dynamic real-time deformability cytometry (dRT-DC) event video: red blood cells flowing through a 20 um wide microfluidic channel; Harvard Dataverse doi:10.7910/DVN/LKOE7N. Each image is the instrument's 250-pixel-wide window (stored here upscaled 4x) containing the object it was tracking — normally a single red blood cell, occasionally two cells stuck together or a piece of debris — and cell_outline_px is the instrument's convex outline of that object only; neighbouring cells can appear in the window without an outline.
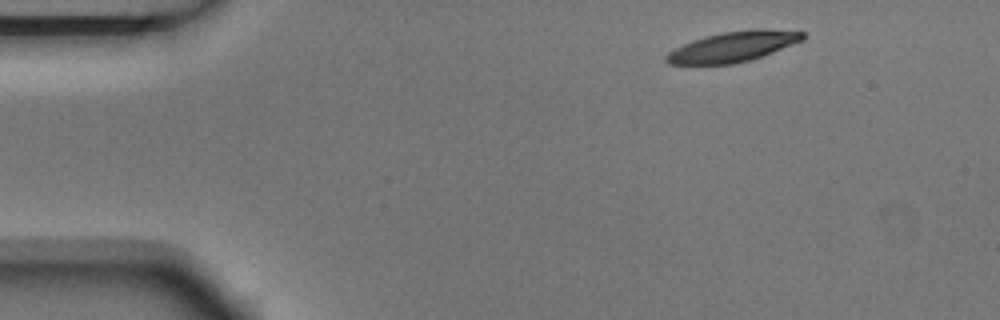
{"species": "Egyptian fruit bat (a non-hibernating species)", "species_latin": "Rousettus aegyptiacus", "temperature_condition": "room temperature", "stored_images_in_passage": 12, "camera_frame_rate_fps": 3000, "um_per_image_px": 0.085, "animal": {"sex": "male"}, "frame": {"image": 1, "passage_image": 1, "time_ms": 0.0, "image_size_px": [1000, 320], "cell_outline_px": [[804, 40], [752, 60], [732, 64], [668, 64], [664, 60], [664, 56], [668, 52], [684, 44], [708, 36], [724, 32], [756, 28], [764, 28], [804, 32]], "centroid_in_image_um": [62.34, 3.97], "position_along_channel_um": 22.7, "area_um2": 23.93}}
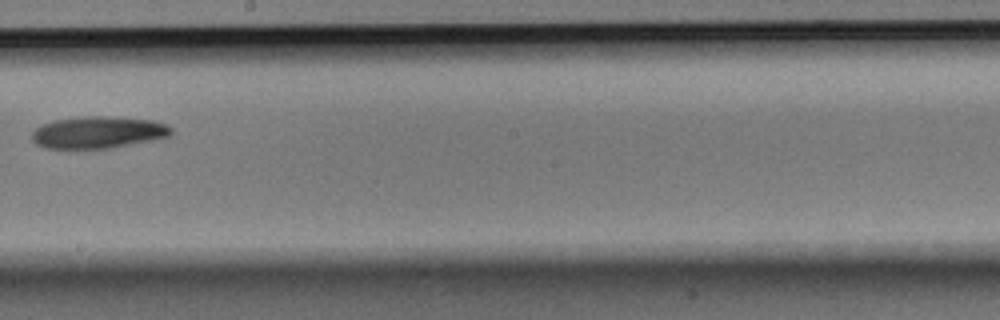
{"frame": {"image": 2, "passage_image": 7, "time_ms": 2.0, "image_size_px": [1000, 320], "cell_outline_px": [[172, 132], [168, 136], [108, 148], [44, 148], [36, 144], [32, 140], [32, 132], [36, 128], [44, 124], [56, 120], [84, 116], [104, 116], [152, 120], [164, 124], [172, 128]], "centroid_in_image_um": [8.29, 11.24], "position_along_channel_um": 239.9, "area_um2": 25.37}}
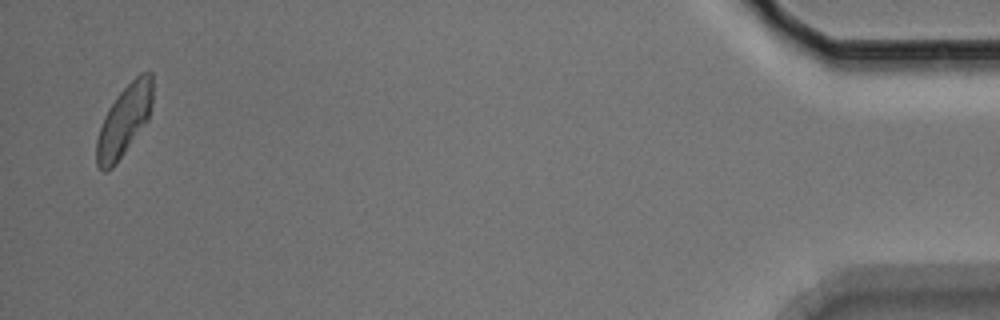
{"frame": {"image": 3, "passage_image": 12, "time_ms": 3.667, "image_size_px": [1000, 320], "cell_outline_px": [[152, 104], [148, 120], [116, 164], [112, 168], [104, 172], [96, 164], [96, 140], [104, 116], [108, 108], [116, 96], [140, 72], [152, 72]], "centroid_in_image_um": [10.55, 10.26], "position_along_channel_um": 424.7, "area_um2": 23.06}}